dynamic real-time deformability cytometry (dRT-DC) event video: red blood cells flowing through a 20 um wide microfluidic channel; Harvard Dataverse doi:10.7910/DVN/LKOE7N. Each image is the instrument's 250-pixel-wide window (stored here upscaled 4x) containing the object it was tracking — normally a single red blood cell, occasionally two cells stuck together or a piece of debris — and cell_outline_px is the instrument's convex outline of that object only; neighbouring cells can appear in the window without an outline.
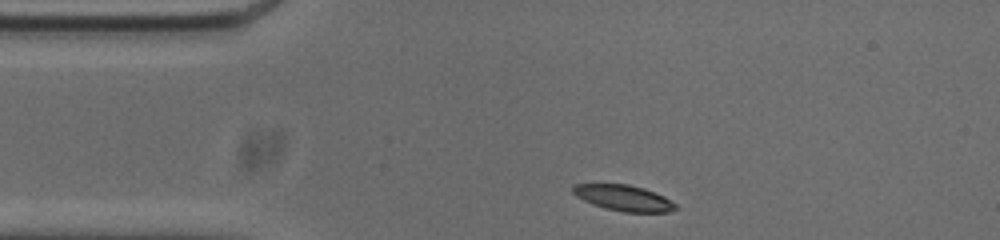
{"species": "common noctule bat (a hibernating species)", "species_latin": "Nyctalus noctula", "temperature_condition": "cold", "stored_images_in_passage": 45, "camera_frame_rate_fps": 3000, "um_per_image_px": 0.085, "animal": {"sex": "male", "body_mass_g": 20.0, "forearm_length_mm": 53.3}, "frame": {"image": 1, "passage_image": 1, "time_ms": 0.0, "image_size_px": [1000, 240], "cell_outline_px": [[676, 208], [668, 212], [624, 212], [604, 208], [592, 204], [576, 196], [572, 192], [572, 184], [628, 184], [644, 188], [664, 196], [676, 204]], "centroid_in_image_um": [52.99, 16.82], "position_along_channel_um": 32.0, "area_um2": 15.43}}
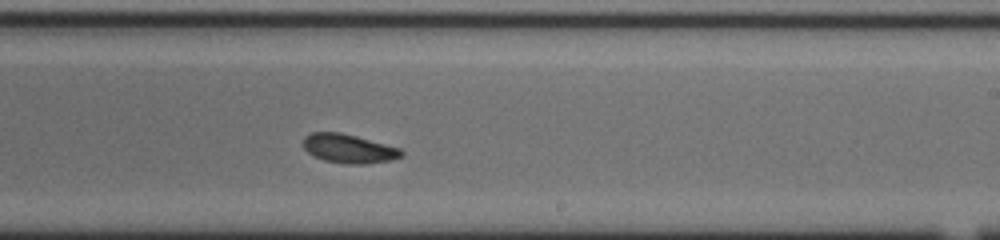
{"frame": {"image": 2, "passage_image": 22, "time_ms": 7.0, "image_size_px": [1000, 240], "cell_outline_px": [[404, 156], [392, 160], [364, 164], [348, 164], [324, 160], [308, 152], [304, 148], [304, 136], [312, 132], [340, 132], [356, 136], [400, 148], [404, 152]], "centroid_in_image_um": [29.68, 12.63], "position_along_channel_um": 259.3, "area_um2": 16.47}}
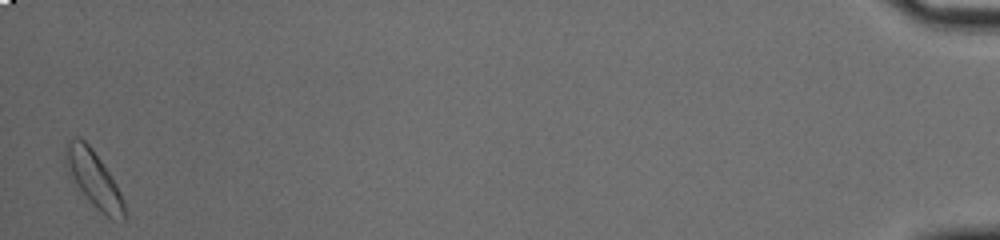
{"frame": {"image": 3, "passage_image": 44, "time_ms": 14.333, "image_size_px": [1000, 240], "cell_outline_px": [[124, 220], [112, 220], [104, 216], [96, 208], [68, 176], [64, 164], [68, 140], [72, 136], [80, 136], [92, 148], [116, 184], [124, 200]], "centroid_in_image_um": [7.94, 15.2], "position_along_channel_um": 427.3, "area_um2": 19.25}, "authors_computed_cell_mechanics": {"area_um2": 16.7042, "velocity_mm_per_s": 3.7127, "shape_relaxation_time_tau1_ms": 3.9269, "shape_relaxation_time_tau2_ms": null, "deformation_change_tau1": 0.1191, "deformation_change_tau2": null}}